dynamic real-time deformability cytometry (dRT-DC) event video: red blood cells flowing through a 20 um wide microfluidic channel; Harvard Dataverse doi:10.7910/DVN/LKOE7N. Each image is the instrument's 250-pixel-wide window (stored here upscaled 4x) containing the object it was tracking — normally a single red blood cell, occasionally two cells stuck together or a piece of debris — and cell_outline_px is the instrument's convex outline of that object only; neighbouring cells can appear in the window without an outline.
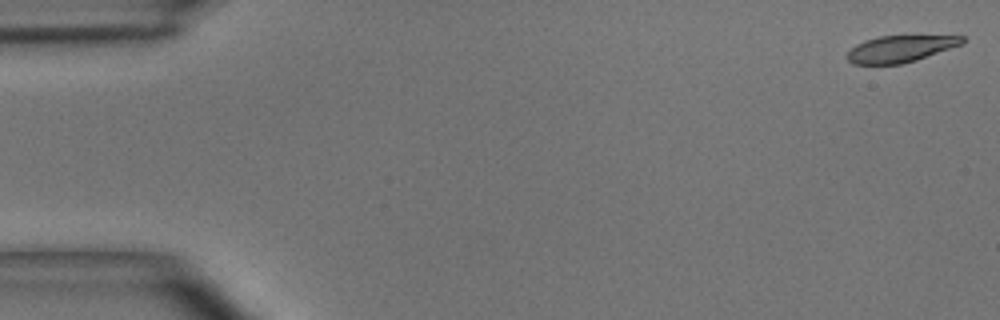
{"species": "common noctule bat (a hibernating species)", "species_latin": "Nyctalus noctula", "temperature_condition": "room temperature", "stored_images_in_passage": 50, "camera_frame_rate_fps": 3000, "um_per_image_px": 0.085, "animal": {"sex": "male", "body_mass_g": 15.6}, "frame": {"image": 1, "passage_image": 1, "time_ms": 0.0, "image_size_px": [1000, 320], "cell_outline_px": [[964, 44], [916, 60], [900, 64], [852, 64], [844, 56], [856, 44], [864, 40], [880, 36], [964, 36]], "centroid_in_image_um": [76.51, 4.15], "position_along_channel_um": 8.5, "area_um2": 17.86}}
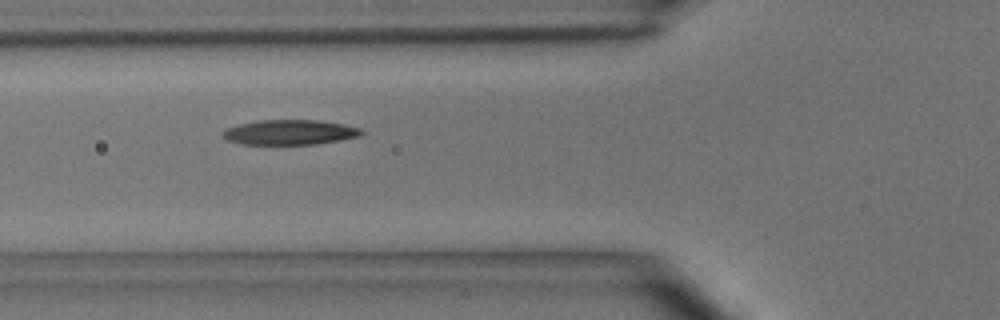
{"frame": {"image": 2, "passage_image": 18, "time_ms": 5.667, "image_size_px": [1000, 320], "cell_outline_px": [[364, 132], [360, 136], [340, 140], [316, 144], [240, 144], [228, 140], [224, 136], [224, 128], [240, 124], [260, 120], [320, 120], [344, 124], [360, 128]], "centroid_in_image_um": [24.66, 11.24], "position_along_channel_um": 101.1, "area_um2": 20.11}}
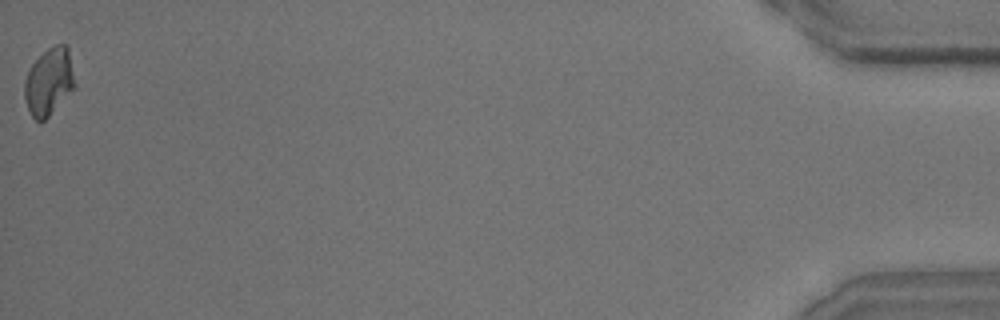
{"frame": {"image": 3, "passage_image": 50, "time_ms": 16.333, "image_size_px": [1000, 320], "cell_outline_px": [[76, 84], [48, 116], [44, 120], [36, 120], [32, 116], [28, 108], [24, 96], [24, 80], [32, 64], [48, 48], [56, 44], [68, 44]], "centroid_in_image_um": [4.16, 6.89], "position_along_channel_um": 431.0, "area_um2": 19.36}, "authors_computed_cell_mechanics": {"area_um2": 20.0566, "velocity_mm_per_s": 3.9674, "shape_relaxation_time_tau1_ms": 3.2607, "shape_relaxation_time_tau2_ms": 3.1768, "deformation_change_tau1": 0.1418, "deformation_change_tau2": 0.1015}}